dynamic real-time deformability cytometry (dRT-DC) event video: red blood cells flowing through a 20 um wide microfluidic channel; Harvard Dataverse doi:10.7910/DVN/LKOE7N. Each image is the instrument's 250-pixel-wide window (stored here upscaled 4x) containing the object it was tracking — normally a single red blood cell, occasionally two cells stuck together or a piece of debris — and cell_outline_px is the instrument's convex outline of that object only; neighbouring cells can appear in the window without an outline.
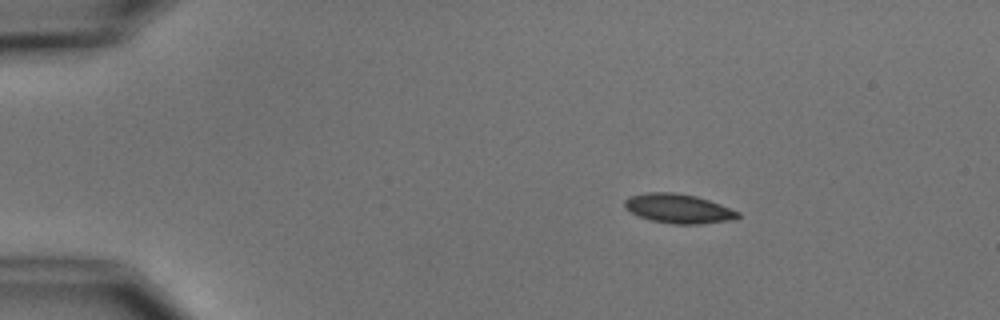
{"species": "common noctule bat (a hibernating species)", "species_latin": "Nyctalus noctula", "temperature_condition": "cold", "stored_images_in_passage": 4, "camera_frame_rate_fps": 3000, "um_per_image_px": 0.085, "animal": {"sex": "male", "body_mass_g": 15.6}, "frame": {"image": 1, "passage_image": 2, "time_ms": 1.0, "image_size_px": [1000, 320], "cell_outline_px": [[740, 216], [732, 220], [700, 224], [672, 224], [652, 220], [640, 216], [624, 208], [624, 200], [628, 196], [644, 192], [676, 192], [696, 196], [720, 204], [740, 212]], "centroid_in_image_um": [57.65, 17.72], "position_along_channel_um": 27.4, "area_um2": 19.42}}